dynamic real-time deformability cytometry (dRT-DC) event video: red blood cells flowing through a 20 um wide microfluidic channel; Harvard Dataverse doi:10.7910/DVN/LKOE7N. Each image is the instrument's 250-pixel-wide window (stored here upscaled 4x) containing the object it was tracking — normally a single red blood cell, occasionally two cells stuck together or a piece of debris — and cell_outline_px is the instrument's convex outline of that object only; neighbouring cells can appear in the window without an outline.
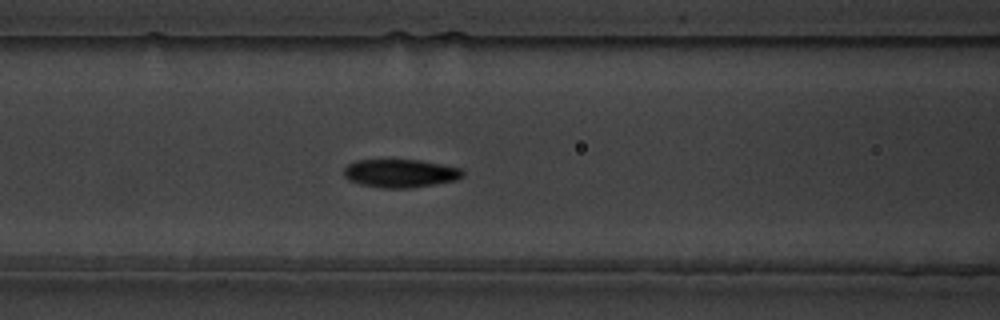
{"species": "common noctule bat (a hibernating species)", "species_latin": "Nyctalus noctula", "temperature_condition": "warm", "stored_images_in_passage": 44, "camera_frame_rate_fps": 3000, "um_per_image_px": 0.085, "animal": {"sex": "male", "body_mass_g": 19.5, "forearm_length_mm": 54.6}, "frame": {"image": 1, "passage_image": 13, "time_ms": 4.0, "image_size_px": [1000, 320], "cell_outline_px": [[464, 176], [456, 180], [412, 188], [380, 188], [360, 184], [348, 180], [344, 176], [344, 168], [348, 164], [356, 160], [420, 160], [460, 168], [464, 172]], "centroid_in_image_um": [34.01, 14.74], "position_along_channel_um": 132.6, "area_um2": 19.59}}
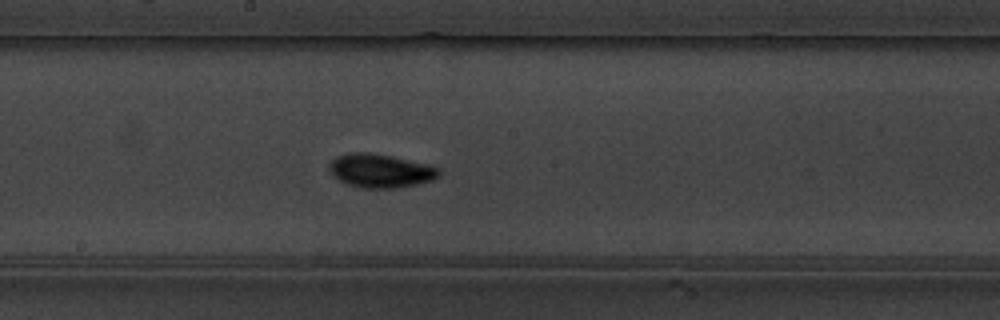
{"frame": {"image": 2, "passage_image": 20, "time_ms": 6.333, "image_size_px": [1000, 320], "cell_outline_px": [[440, 176], [432, 180], [416, 184], [396, 188], [364, 188], [344, 184], [332, 176], [328, 164], [336, 156], [348, 152], [368, 152], [392, 156], [428, 164], [440, 168]], "centroid_in_image_um": [32.31, 14.51], "position_along_channel_um": 215.9, "area_um2": 21.79}}
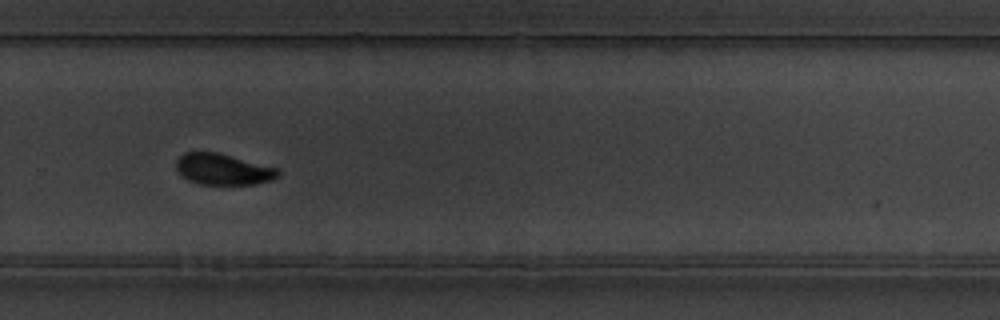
{"frame": {"image": 3, "passage_image": 28, "time_ms": 9.0, "image_size_px": [1000, 320], "cell_outline_px": [[280, 176], [272, 180], [256, 184], [200, 184], [188, 180], [176, 168], [176, 160], [184, 152], [220, 152], [276, 168], [280, 172]], "centroid_in_image_um": [18.97, 14.38], "position_along_channel_um": 310.8, "area_um2": 18.44}, "authors_computed_cell_mechanics": {"area_um2": 18.9006, "velocity_mm_per_s": 3.573, "shape_relaxation_time_tau1_ms": 4.3377, "shape_relaxation_time_tau2_ms": 1.3979, "deformation_change_tau1": 0.1994, "deformation_change_tau2": 0.0615}}